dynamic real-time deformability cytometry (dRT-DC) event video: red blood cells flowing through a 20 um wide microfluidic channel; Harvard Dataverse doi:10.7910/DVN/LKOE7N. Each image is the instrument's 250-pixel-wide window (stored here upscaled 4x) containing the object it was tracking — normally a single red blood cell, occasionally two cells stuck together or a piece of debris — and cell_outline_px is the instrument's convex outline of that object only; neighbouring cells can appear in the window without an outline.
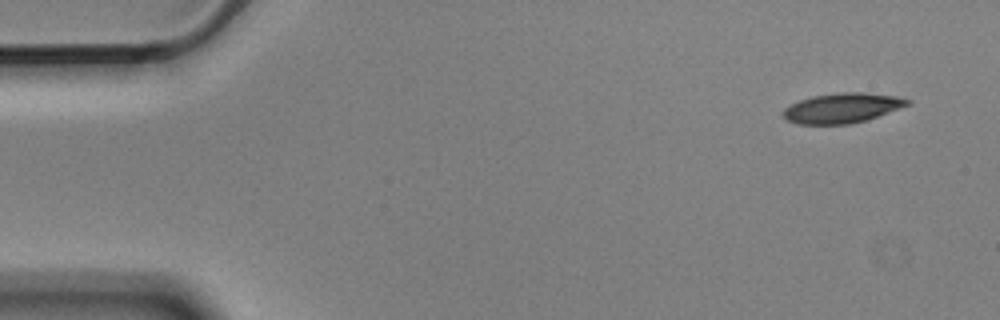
{"species": "Egyptian fruit bat (a non-hibernating species)", "species_latin": "Rousettus aegyptiacus", "temperature_condition": "cold", "stored_images_in_passage": 4, "camera_frame_rate_fps": 3000, "um_per_image_px": 0.085, "animal": {"sex": "male"}, "frame": {"image": 1, "passage_image": 1, "time_ms": 0.0, "image_size_px": [1000, 320], "cell_outline_px": [[912, 104], [864, 120], [848, 124], [796, 124], [788, 120], [784, 116], [784, 108], [800, 100], [812, 96], [840, 92], [864, 92], [896, 96], [912, 100]], "centroid_in_image_um": [71.61, 9.17], "position_along_channel_um": 13.4, "area_um2": 21.44}}
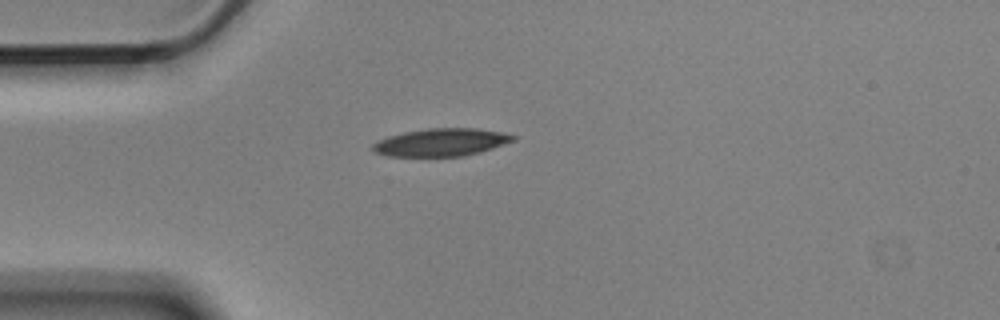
{"frame": {"image": 2, "passage_image": 4, "time_ms": 1.0, "image_size_px": [1000, 320], "cell_outline_px": [[516, 140], [480, 152], [464, 156], [388, 156], [376, 152], [372, 148], [372, 144], [388, 136], [404, 132], [428, 128], [476, 128], [500, 132], [516, 136]], "centroid_in_image_um": [37.51, 12.09], "position_along_channel_um": 47.5, "area_um2": 22.48}}